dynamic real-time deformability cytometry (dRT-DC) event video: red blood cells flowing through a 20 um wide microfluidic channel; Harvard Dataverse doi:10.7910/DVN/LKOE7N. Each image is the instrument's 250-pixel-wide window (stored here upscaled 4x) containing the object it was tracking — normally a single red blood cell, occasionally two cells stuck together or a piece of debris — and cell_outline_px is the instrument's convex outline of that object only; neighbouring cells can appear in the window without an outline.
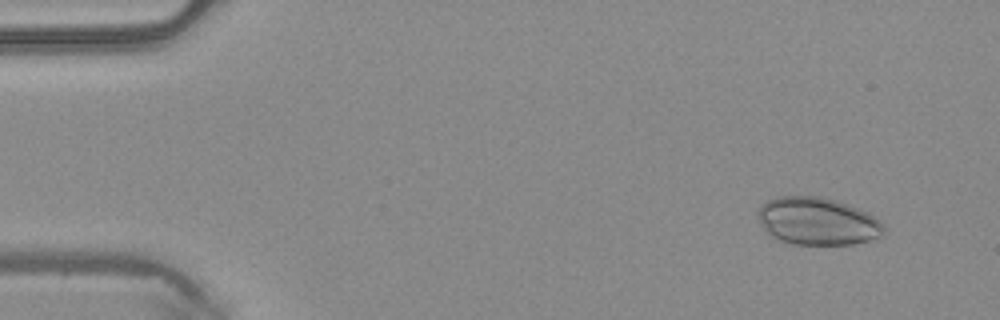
{"species": "common noctule bat (a hibernating species)", "species_latin": "Nyctalus noctula", "temperature_condition": "warm", "stored_images_in_passage": 5, "camera_frame_rate_fps": 3000, "um_per_image_px": 0.085, "animal": {"sex": "male", "body_mass_g": 20.4}, "frame": {"image": 1, "passage_image": 1, "time_ms": 0.0, "image_size_px": [1000, 320], "cell_outline_px": [[884, 236], [852, 244], [792, 244], [780, 240], [772, 236], [764, 228], [756, 216], [756, 212], [760, 204], [776, 196], [820, 196], [836, 200], [848, 204], [872, 216], [884, 228]], "centroid_in_image_um": [69.42, 18.79], "position_along_channel_um": 15.6, "area_um2": 34.74}}
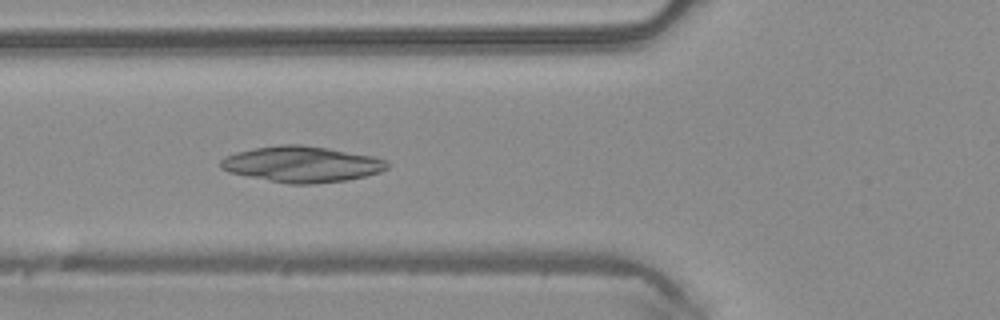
{"frame": {"image": 2, "passage_image": 5, "time_ms": 1.333, "image_size_px": [1000, 320], "cell_outline_px": [[388, 168], [380, 172], [348, 180], [312, 184], [288, 184], [228, 172], [220, 168], [220, 160], [224, 156], [236, 152], [256, 148], [280, 144], [300, 144], [328, 148], [372, 156], [384, 160], [388, 164]], "centroid_in_image_um": [25.62, 13.96], "position_along_channel_um": 100.2, "area_um2": 34.8}}